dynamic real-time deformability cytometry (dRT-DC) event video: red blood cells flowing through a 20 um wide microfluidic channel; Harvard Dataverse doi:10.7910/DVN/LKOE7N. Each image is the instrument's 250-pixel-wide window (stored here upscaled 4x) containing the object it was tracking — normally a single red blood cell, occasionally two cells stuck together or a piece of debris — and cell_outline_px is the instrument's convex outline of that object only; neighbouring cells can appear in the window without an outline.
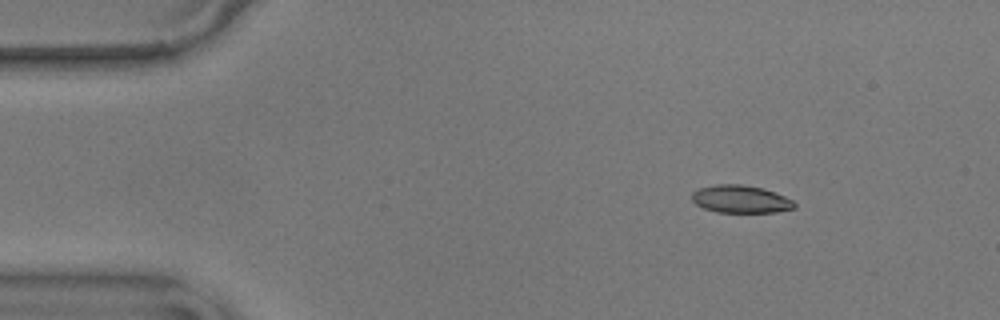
{"species": "common noctule bat (a hibernating species)", "species_latin": "Nyctalus noctula", "temperature_condition": "warm", "stored_images_in_passage": 56, "camera_frame_rate_fps": 3000, "um_per_image_px": 0.085, "animal": {"sex": "male", "body_mass_g": 17.9}, "frame": {"image": 1, "passage_image": 7, "time_ms": 2.0, "image_size_px": [1000, 320], "cell_outline_px": [[796, 208], [776, 212], [716, 212], [704, 208], [696, 204], [692, 200], [692, 192], [700, 188], [716, 184], [740, 184], [764, 188], [784, 196], [792, 200], [796, 204]], "centroid_in_image_um": [62.96, 16.92], "position_along_channel_um": 22.0, "area_um2": 16.53}}
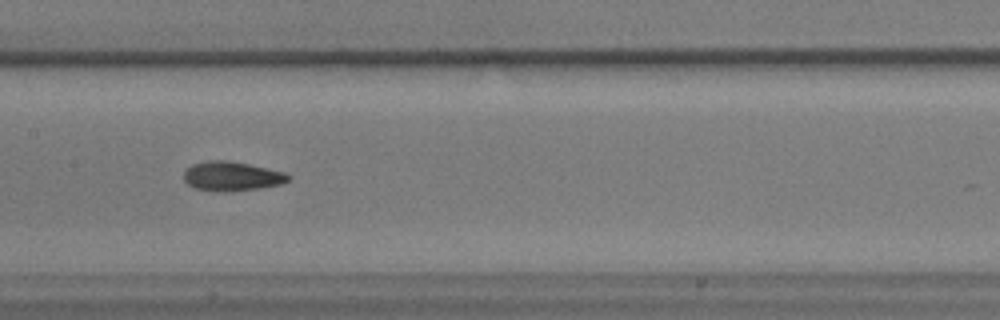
{"frame": {"image": 2, "passage_image": 27, "time_ms": 8.667, "image_size_px": [1000, 320], "cell_outline_px": [[292, 176], [288, 180], [280, 184], [260, 188], [196, 188], [188, 184], [184, 180], [184, 168], [192, 164], [208, 160], [228, 160], [268, 168], [284, 172]], "centroid_in_image_um": [19.71, 14.9], "position_along_channel_um": 187.7, "area_um2": 16.94}}
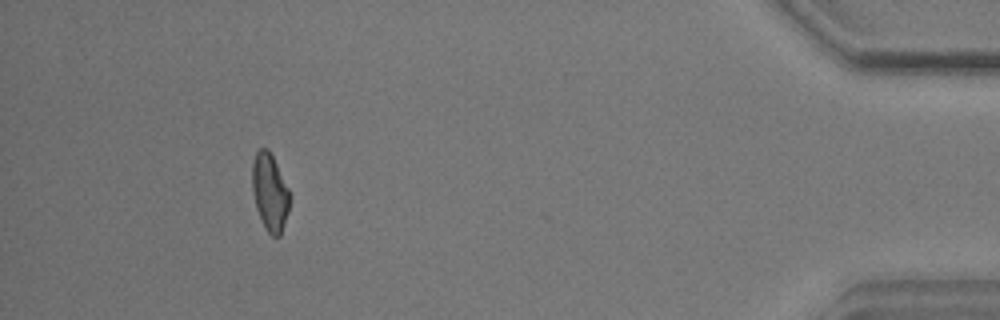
{"frame": {"image": 3, "passage_image": 51, "time_ms": 16.667, "image_size_px": [1000, 320], "cell_outline_px": [[292, 196], [288, 212], [280, 236], [272, 236], [264, 228], [260, 220], [256, 208], [252, 192], [252, 160], [256, 152], [260, 148], [268, 148]], "centroid_in_image_um": [22.93, 16.36], "position_along_channel_um": 412.3, "area_um2": 17.11}, "authors_computed_cell_mechanics": {"area_um2": 17.2822, "velocity_mm_per_s": 3.5872, "shape_relaxation_time_tau1_ms": 4.6755, "shape_relaxation_time_tau2_ms": 3.2034, "deformation_change_tau1": 0.1613, "deformation_change_tau2": 0.0772}}